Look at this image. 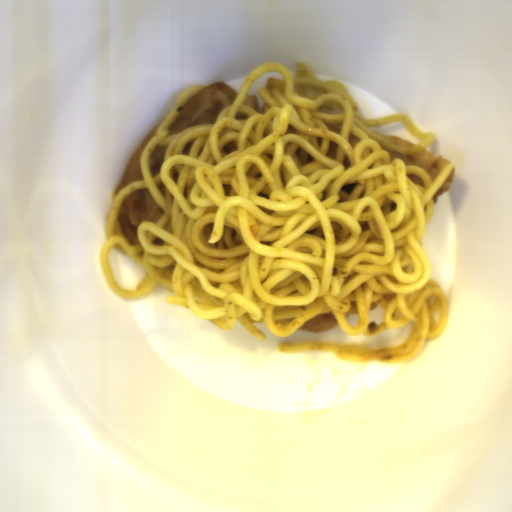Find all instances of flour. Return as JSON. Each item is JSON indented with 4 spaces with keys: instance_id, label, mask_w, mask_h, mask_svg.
I'll use <instances>...</instances> for the list:
<instances>
[{
    "instance_id": "db9e18be",
    "label": "flour",
    "mask_w": 512,
    "mask_h": 512,
    "mask_svg": "<svg viewBox=\"0 0 512 512\" xmlns=\"http://www.w3.org/2000/svg\"><path fill=\"white\" fill-rule=\"evenodd\" d=\"M337 325L338 322L335 314L332 311H327L306 321L299 328L315 334L335 328Z\"/></svg>"
},
{
    "instance_id": "5aafe097",
    "label": "flour",
    "mask_w": 512,
    "mask_h": 512,
    "mask_svg": "<svg viewBox=\"0 0 512 512\" xmlns=\"http://www.w3.org/2000/svg\"><path fill=\"white\" fill-rule=\"evenodd\" d=\"M242 104L247 107H252L257 112L259 111V102L256 96H254L253 94H246Z\"/></svg>"
},
{
    "instance_id": "cc3e68f7",
    "label": "flour",
    "mask_w": 512,
    "mask_h": 512,
    "mask_svg": "<svg viewBox=\"0 0 512 512\" xmlns=\"http://www.w3.org/2000/svg\"><path fill=\"white\" fill-rule=\"evenodd\" d=\"M159 126V125H158ZM154 128L150 134L143 140V142L139 145L129 162L127 163L125 170L123 172L122 178L119 182V184L116 186L113 197L115 198L116 195L127 185L133 183L136 180H143V175L140 167V156L143 151V149L146 147V145L149 143V141L152 139V137L157 133V128Z\"/></svg>"
},
{
    "instance_id": "11768c90",
    "label": "flour",
    "mask_w": 512,
    "mask_h": 512,
    "mask_svg": "<svg viewBox=\"0 0 512 512\" xmlns=\"http://www.w3.org/2000/svg\"><path fill=\"white\" fill-rule=\"evenodd\" d=\"M407 178L410 179L415 185H419V186H424L425 187V184H424V181L422 180V178L419 177L418 175H416L415 173L414 174H407Z\"/></svg>"
},
{
    "instance_id": "a7fe0414",
    "label": "flour",
    "mask_w": 512,
    "mask_h": 512,
    "mask_svg": "<svg viewBox=\"0 0 512 512\" xmlns=\"http://www.w3.org/2000/svg\"><path fill=\"white\" fill-rule=\"evenodd\" d=\"M164 212L155 203L149 189L138 188L129 193L120 206L117 219L129 245H140L137 238L139 224L144 221L157 224Z\"/></svg>"
},
{
    "instance_id": "66d56a37",
    "label": "flour",
    "mask_w": 512,
    "mask_h": 512,
    "mask_svg": "<svg viewBox=\"0 0 512 512\" xmlns=\"http://www.w3.org/2000/svg\"><path fill=\"white\" fill-rule=\"evenodd\" d=\"M387 152L390 156V163L393 159H401L405 165L421 166L429 175L431 182L445 166L452 164L446 157L436 155L434 152L424 148L414 153H401L398 150L389 149Z\"/></svg>"
},
{
    "instance_id": "c2a2500e",
    "label": "flour",
    "mask_w": 512,
    "mask_h": 512,
    "mask_svg": "<svg viewBox=\"0 0 512 512\" xmlns=\"http://www.w3.org/2000/svg\"><path fill=\"white\" fill-rule=\"evenodd\" d=\"M238 94L229 84L219 81L203 85L197 95L190 96L183 104L167 128L168 135L199 124H214L221 111L231 106Z\"/></svg>"
},
{
    "instance_id": "fc714311",
    "label": "flour",
    "mask_w": 512,
    "mask_h": 512,
    "mask_svg": "<svg viewBox=\"0 0 512 512\" xmlns=\"http://www.w3.org/2000/svg\"><path fill=\"white\" fill-rule=\"evenodd\" d=\"M166 158V147L164 146H156L153 148L149 158V172L151 176H155L161 172L162 165Z\"/></svg>"
},
{
    "instance_id": "89731cd2",
    "label": "flour",
    "mask_w": 512,
    "mask_h": 512,
    "mask_svg": "<svg viewBox=\"0 0 512 512\" xmlns=\"http://www.w3.org/2000/svg\"><path fill=\"white\" fill-rule=\"evenodd\" d=\"M454 178H455V168L453 165L448 177L446 178V180L443 182V184L440 186V188L437 190V192L432 197L434 205H436L439 196L445 194L450 189Z\"/></svg>"
},
{
    "instance_id": "c770b5c9",
    "label": "flour",
    "mask_w": 512,
    "mask_h": 512,
    "mask_svg": "<svg viewBox=\"0 0 512 512\" xmlns=\"http://www.w3.org/2000/svg\"><path fill=\"white\" fill-rule=\"evenodd\" d=\"M345 318L349 316L350 314H357L358 315V309H357V303L356 301H351L349 309L343 313Z\"/></svg>"
}]
</instances>
